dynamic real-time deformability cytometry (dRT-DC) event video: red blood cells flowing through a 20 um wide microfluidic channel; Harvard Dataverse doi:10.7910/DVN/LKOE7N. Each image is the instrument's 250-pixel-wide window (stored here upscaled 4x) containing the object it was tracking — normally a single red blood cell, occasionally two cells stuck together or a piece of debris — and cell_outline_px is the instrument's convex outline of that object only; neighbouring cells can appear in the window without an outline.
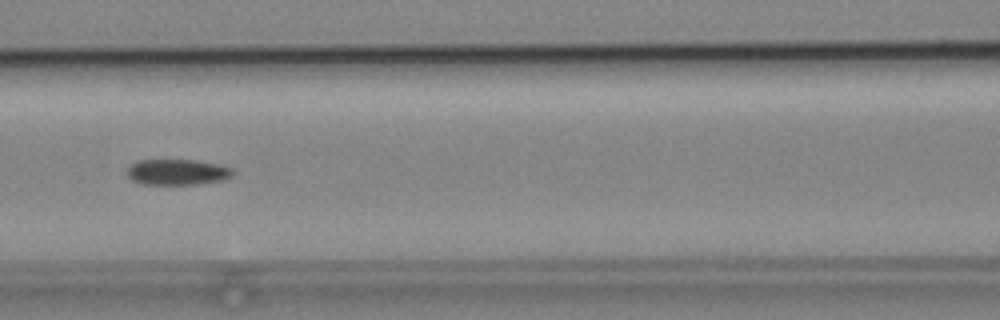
{"species": "common noctule bat (a hibernating species)", "species_latin": "Nyctalus noctula", "temperature_condition": "cold", "stored_images_in_passage": 6, "camera_frame_rate_fps": 3000, "um_per_image_px": 0.085, "animal": {"sex": "male", "body_mass_g": 19.2, "forearm_length_mm": 51.8}, "frame": {"image": 1, "passage_image": 3, "time_ms": 2.333, "image_size_px": [1000, 320], "cell_outline_px": [[236, 172], [232, 176], [224, 180], [196, 184], [140, 184], [132, 180], [128, 176], [128, 164], [136, 160], [196, 160], [220, 164], [232, 168]], "centroid_in_image_um": [15.09, 14.62], "position_along_channel_um": 151.5, "area_um2": 16.13}}
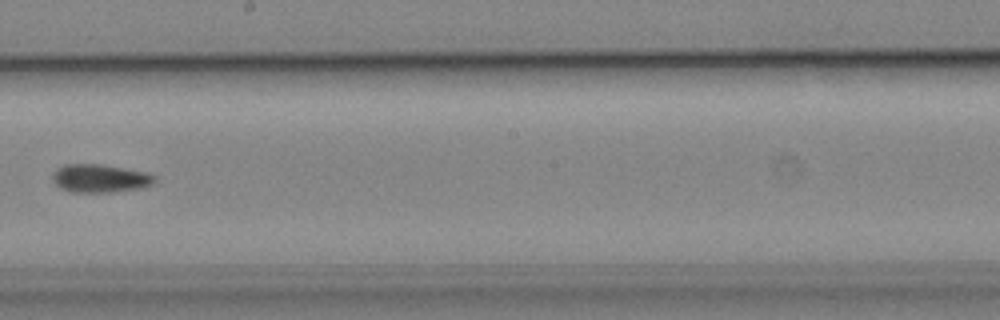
{"frame": {"image": 2, "passage_image": 5, "time_ms": 4.667, "image_size_px": [1000, 320], "cell_outline_px": [[156, 180], [152, 184], [140, 188], [112, 192], [72, 192], [60, 188], [52, 180], [52, 176], [56, 168], [64, 164], [100, 164], [148, 172], [156, 176]], "centroid_in_image_um": [8.5, 15.15], "position_along_channel_um": 239.7, "area_um2": 16.88}}
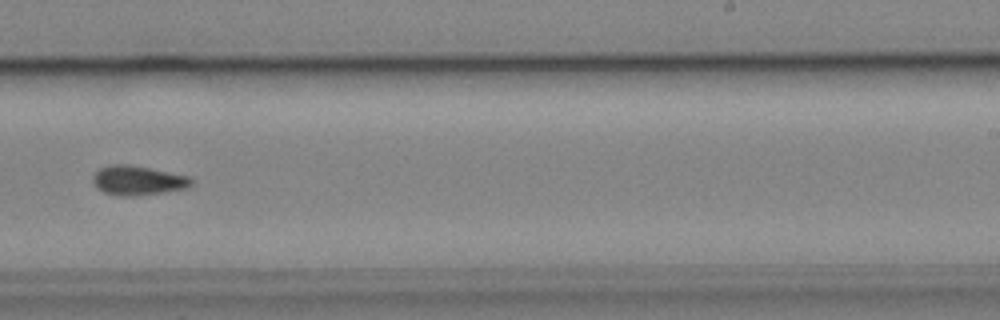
{"frame": {"image": 3, "passage_image": 6, "time_ms": 5.667, "image_size_px": [1000, 320], "cell_outline_px": [[192, 184], [188, 188], [132, 196], [120, 196], [104, 192], [92, 180], [92, 176], [100, 168], [108, 164], [128, 164], [188, 176], [192, 180]], "centroid_in_image_um": [11.7, 15.32], "position_along_channel_um": 277.3, "area_um2": 16.53}}